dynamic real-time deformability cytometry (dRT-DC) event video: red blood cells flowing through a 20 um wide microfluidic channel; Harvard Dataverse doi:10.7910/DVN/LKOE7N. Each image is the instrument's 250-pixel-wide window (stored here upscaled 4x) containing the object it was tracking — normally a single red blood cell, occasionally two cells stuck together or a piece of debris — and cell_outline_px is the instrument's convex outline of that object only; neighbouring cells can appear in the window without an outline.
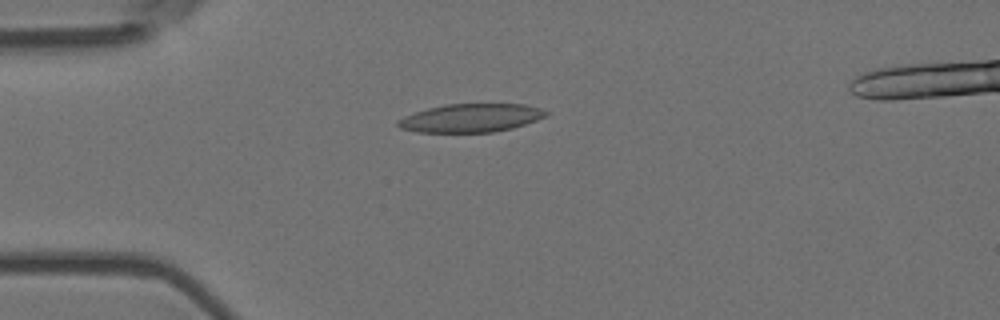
{"species": "Egyptian fruit bat (a non-hibernating species)", "species_latin": "Rousettus aegyptiacus", "temperature_condition": "room temperature", "stored_images_in_passage": 5, "camera_frame_rate_fps": 3000, "um_per_image_px": 0.085, "animal": {"sex": "female"}, "frame": {"image": 1, "passage_image": 5, "time_ms": 1.333, "image_size_px": [1000, 320], "cell_outline_px": [[548, 116], [512, 128], [492, 132], [416, 132], [400, 128], [396, 124], [396, 120], [404, 116], [428, 108], [444, 104], [524, 104], [540, 108], [548, 112]], "centroid_in_image_um": [40.0, 10.02], "position_along_channel_um": 45.0, "area_um2": 24.45}}